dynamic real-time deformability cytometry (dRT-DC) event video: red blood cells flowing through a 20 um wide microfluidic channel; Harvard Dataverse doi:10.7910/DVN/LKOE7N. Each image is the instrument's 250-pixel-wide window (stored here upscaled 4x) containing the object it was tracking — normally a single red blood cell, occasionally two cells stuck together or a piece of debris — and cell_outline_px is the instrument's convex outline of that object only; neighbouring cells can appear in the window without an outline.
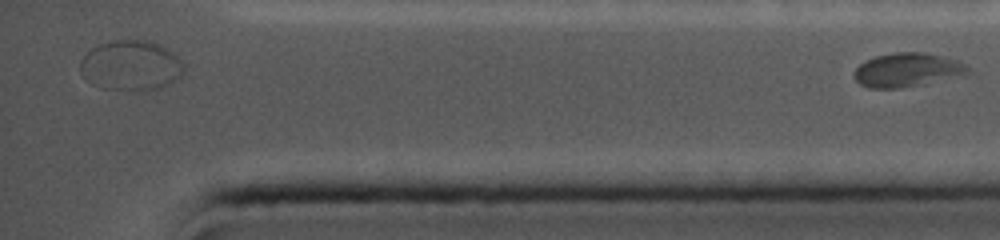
{"species": "common noctule bat (a hibernating species)", "species_latin": "Nyctalus noctula", "temperature_condition": "cold", "stored_images_in_passage": 30, "segment_of_instrument_passage": [2, 2], "camera_frame_rate_fps": 5000, "um_per_image_px": 0.085, "animal": {"sex": "female", "body_mass_g": 19.0, "forearm_length_mm": 56.7}, "frame": {"image": 1, "passage_image": 30, "time_ms": 10.0, "image_size_px": [1000, 240], "cell_outline_px": [[972, 72], [960, 76], [920, 84], [896, 88], [868, 88], [860, 84], [852, 76], [856, 68], [860, 64], [876, 56], [896, 52], [928, 52], [944, 56], [964, 64]], "centroid_in_image_um": [77.1, 5.94], "position_along_channel_um": 358.1, "area_um2": 22.25}}